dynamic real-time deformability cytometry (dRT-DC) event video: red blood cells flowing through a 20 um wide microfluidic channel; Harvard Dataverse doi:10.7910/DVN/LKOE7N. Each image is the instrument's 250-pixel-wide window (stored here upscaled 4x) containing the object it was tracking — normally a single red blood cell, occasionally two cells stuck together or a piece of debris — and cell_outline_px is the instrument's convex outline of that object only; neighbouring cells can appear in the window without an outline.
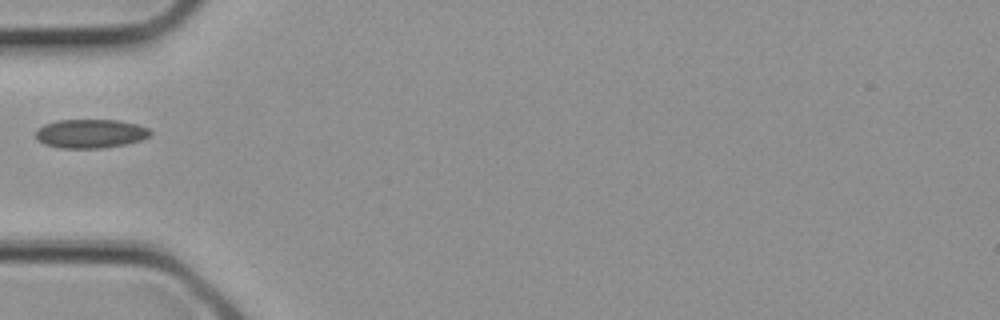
{"species": "common noctule bat (a hibernating species)", "species_latin": "Nyctalus noctula", "temperature_condition": "cold", "stored_images_in_passage": 1, "camera_frame_rate_fps": 3000, "um_per_image_px": 0.085, "animal": {"sex": "female", "body_mass_g": 21.9}, "frame": {"image": 1, "passage_image": 1, "time_ms": 0.0, "image_size_px": [1000, 320], "cell_outline_px": [[152, 132], [148, 136], [140, 140], [124, 144], [104, 148], [60, 148], [44, 144], [36, 140], [36, 132], [44, 124], [56, 120], [120, 120], [136, 124], [148, 128]], "centroid_in_image_um": [7.67, 11.35], "position_along_channel_um": 77.3, "area_um2": 19.25}}